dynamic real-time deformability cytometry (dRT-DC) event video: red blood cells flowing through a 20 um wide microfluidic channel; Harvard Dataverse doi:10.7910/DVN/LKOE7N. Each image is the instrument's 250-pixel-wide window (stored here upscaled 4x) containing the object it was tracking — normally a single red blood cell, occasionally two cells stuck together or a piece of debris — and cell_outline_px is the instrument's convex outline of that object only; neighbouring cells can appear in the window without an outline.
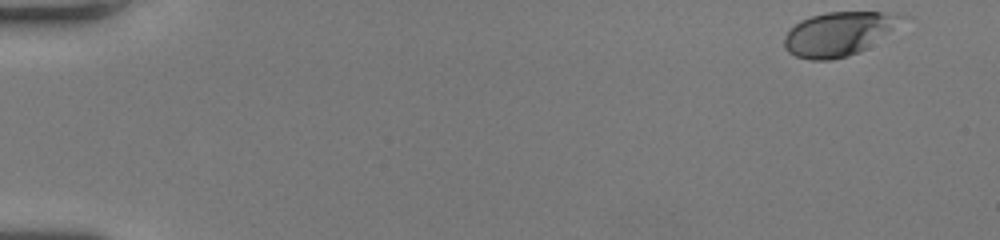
{"species": "human", "species_latin": "Homo sapiens", "temperature_condition": "room temperature", "stored_images_in_passage": 50, "camera_frame_rate_fps": 3000, "um_per_image_px": 0.085, "donor": {"sex": "female"}, "frame": {"image": 1, "passage_image": 1, "time_ms": 0.0, "image_size_px": [1000, 240], "cell_outline_px": [[912, 16], [864, 48], [848, 56], [832, 60], [812, 60], [796, 56], [788, 52], [784, 48], [784, 36], [800, 20], [812, 16], [828, 12], [884, 12]], "centroid_in_image_um": [71.28, 2.86], "position_along_channel_um": 13.7, "area_um2": 29.65}}
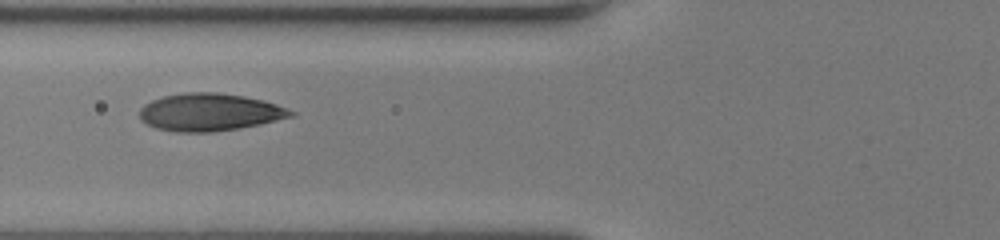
{"frame": {"image": 2, "passage_image": 20, "time_ms": 6.333, "image_size_px": [1000, 240], "cell_outline_px": [[296, 116], [260, 124], [240, 128], [212, 132], [176, 132], [156, 128], [140, 120], [140, 108], [144, 104], [152, 100], [164, 96], [184, 92], [216, 92], [244, 96], [276, 104], [288, 108], [296, 112]], "centroid_in_image_um": [17.83, 9.54], "position_along_channel_um": 108.0, "area_um2": 33.18}}
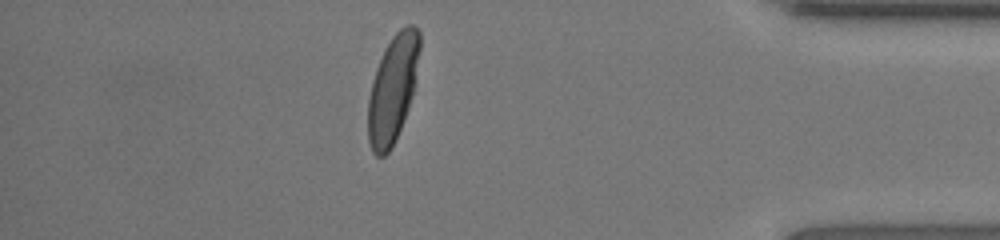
{"frame": {"image": 3, "passage_image": 44, "time_ms": 14.333, "image_size_px": [1000, 240], "cell_outline_px": [[420, 48], [412, 96], [408, 108], [392, 148], [384, 156], [376, 156], [372, 152], [368, 140], [368, 100], [372, 80], [376, 68], [392, 36], [404, 24], [412, 24], [420, 32]], "centroid_in_image_um": [33.37, 7.55], "position_along_channel_um": 401.8, "area_um2": 32.02}, "authors_computed_cell_mechanics": {"area_um2": 32.4836, "velocity_mm_per_s": 4.0918, "shape_relaxation_time_tau1_ms": 2.9198, "shape_relaxation_time_tau2_ms": null, "deformation_change_tau1": 0.1659, "deformation_change_tau2": null}}